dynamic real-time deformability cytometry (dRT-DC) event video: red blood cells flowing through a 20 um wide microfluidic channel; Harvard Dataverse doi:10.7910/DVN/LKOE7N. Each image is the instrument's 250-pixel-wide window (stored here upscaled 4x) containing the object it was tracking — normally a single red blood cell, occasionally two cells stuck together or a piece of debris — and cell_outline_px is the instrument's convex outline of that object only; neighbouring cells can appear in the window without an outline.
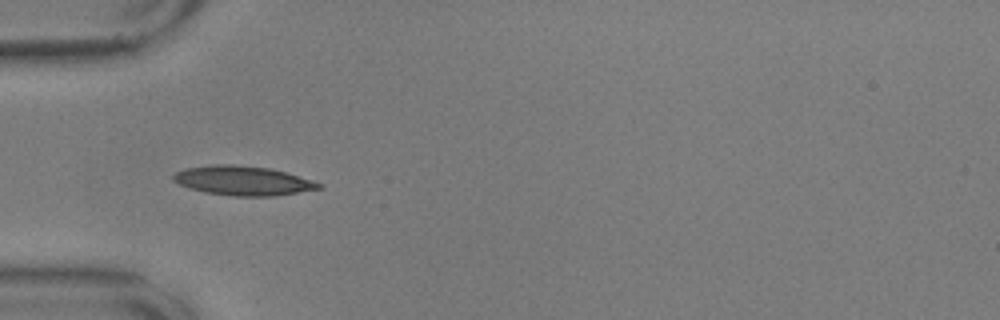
{"species": "common noctule bat (a hibernating species)", "species_latin": "Nyctalus noctula", "temperature_condition": "warm", "stored_images_in_passage": 22, "camera_frame_rate_fps": 3000, "um_per_image_px": 0.085, "animal": {"sex": "male", "body_mass_g": 17.9, "forearm_length_mm": 54.2}, "frame": {"image": 1, "passage_image": 4, "time_ms": 1.0, "image_size_px": [1000, 320], "cell_outline_px": [[324, 188], [276, 196], [232, 196], [204, 192], [180, 184], [172, 180], [172, 176], [176, 172], [184, 168], [212, 164], [232, 164], [268, 168], [284, 172], [312, 180], [324, 184]], "centroid_in_image_um": [20.66, 15.36], "position_along_channel_um": 64.3, "area_um2": 24.91}}